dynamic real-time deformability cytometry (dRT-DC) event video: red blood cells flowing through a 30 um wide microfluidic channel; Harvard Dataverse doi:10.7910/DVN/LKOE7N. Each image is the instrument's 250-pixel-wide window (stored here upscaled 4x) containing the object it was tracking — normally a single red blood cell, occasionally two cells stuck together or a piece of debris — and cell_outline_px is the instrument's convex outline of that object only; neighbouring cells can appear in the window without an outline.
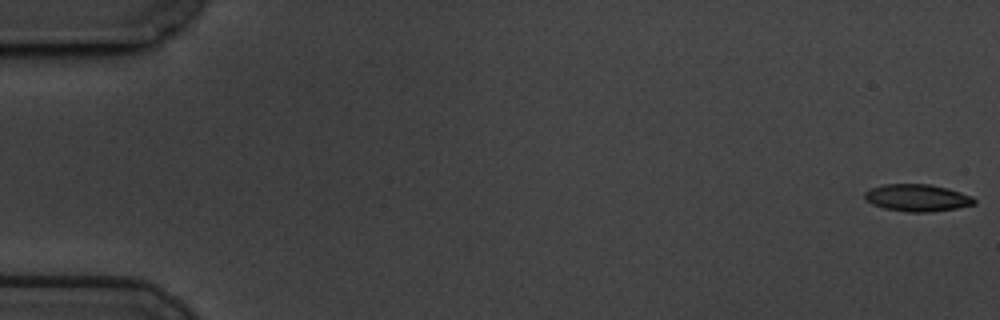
{"species": "common noctule bat (a hibernating species)", "species_latin": "Nyctalus noctula", "temperature_condition": "cold", "stored_images_in_passage": 59, "camera_frame_rate_fps": 3000, "um_per_image_px": 0.085, "animal": {"sex": "male", "body_mass_g": 19.5, "forearm_length_mm": 54.6}, "frame": {"image": 1, "passage_image": 1, "time_ms": 0.0, "image_size_px": [1000, 320], "cell_outline_px": [[976, 204], [956, 208], [928, 212], [908, 212], [884, 208], [872, 204], [864, 200], [864, 192], [872, 188], [884, 184], [928, 184], [948, 188], [972, 196], [976, 200]], "centroid_in_image_um": [77.95, 16.81], "position_along_channel_um": 7.0, "area_um2": 17.34}}
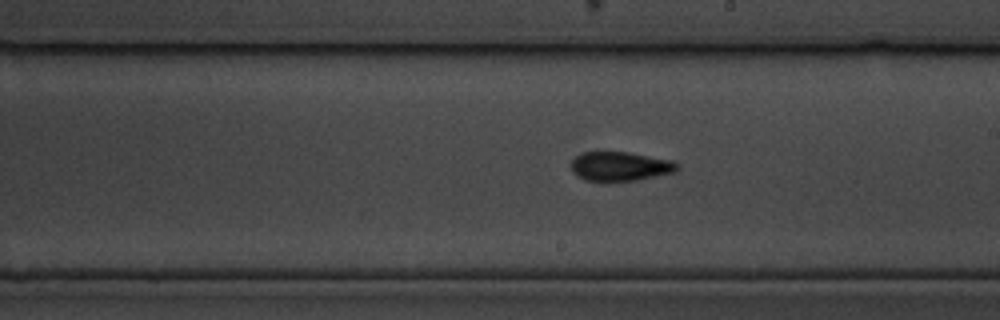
{"frame": {"image": 2, "passage_image": 34, "time_ms": 11.0, "image_size_px": [1000, 320], "cell_outline_px": [[680, 168], [676, 172], [636, 180], [608, 184], [604, 184], [584, 180], [576, 176], [572, 172], [572, 160], [576, 156], [584, 152], [628, 152], [672, 160], [680, 164]], "centroid_in_image_um": [52.71, 14.18], "position_along_channel_um": 236.3, "area_um2": 18.79}}
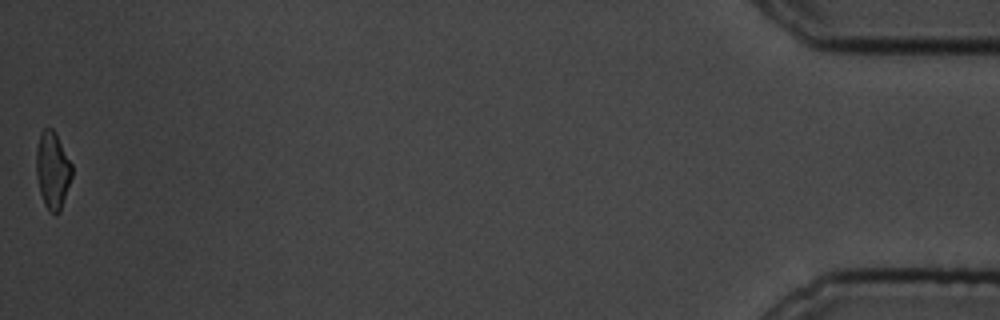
{"frame": {"image": 3, "passage_image": 59, "time_ms": 19.333, "image_size_px": [1000, 320], "cell_outline_px": [[72, 176], [60, 212], [56, 216], [44, 204], [40, 192], [36, 176], [36, 148], [40, 132], [44, 128], [52, 128], [56, 132], [72, 164]], "centroid_in_image_um": [4.47, 14.44], "position_along_channel_um": 430.7, "area_um2": 16.18}, "authors_computed_cell_mechanics": {"area_um2": 17.6868, "velocity_mm_per_s": 3.4387, "shape_relaxation_time_tau1_ms": 7.5031, "shape_relaxation_time_tau2_ms": 4.168, "deformation_change_tau1": 0.1951, "deformation_change_tau2": 0.1256}}